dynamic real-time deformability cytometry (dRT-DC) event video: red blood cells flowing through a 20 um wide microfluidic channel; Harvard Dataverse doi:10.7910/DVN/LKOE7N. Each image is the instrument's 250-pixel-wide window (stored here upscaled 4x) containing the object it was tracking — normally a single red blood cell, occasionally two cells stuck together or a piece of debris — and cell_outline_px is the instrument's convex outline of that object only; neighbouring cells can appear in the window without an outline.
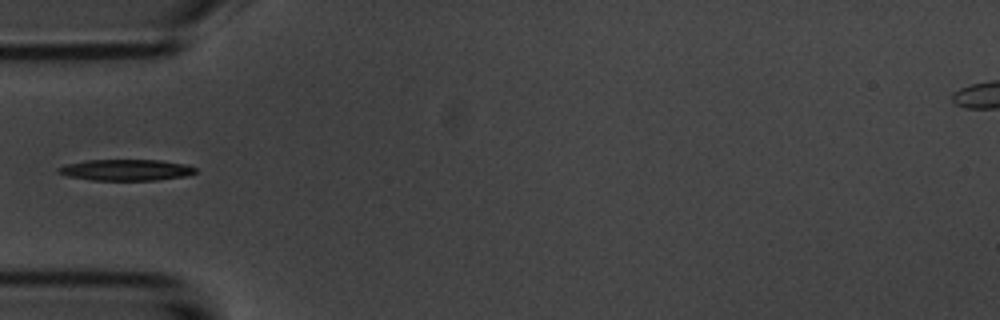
{"species": "common noctule bat (a hibernating species)", "species_latin": "Nyctalus noctula", "temperature_condition": "room temperature", "stored_images_in_passage": 2, "camera_frame_rate_fps": 3000, "um_per_image_px": 0.085, "animal": {"sex": "male", "body_mass_g": 20.1, "forearm_length_mm": 53.5}, "frame": {"image": 1, "passage_image": 2, "time_ms": 2.0, "image_size_px": [1000, 320], "cell_outline_px": [[196, 172], [188, 176], [156, 180], [92, 180], [68, 176], [56, 172], [56, 168], [68, 164], [88, 160], [160, 160], [184, 164], [196, 168]], "centroid_in_image_um": [10.72, 14.45], "position_along_channel_um": 74.3, "area_um2": 16.88}}